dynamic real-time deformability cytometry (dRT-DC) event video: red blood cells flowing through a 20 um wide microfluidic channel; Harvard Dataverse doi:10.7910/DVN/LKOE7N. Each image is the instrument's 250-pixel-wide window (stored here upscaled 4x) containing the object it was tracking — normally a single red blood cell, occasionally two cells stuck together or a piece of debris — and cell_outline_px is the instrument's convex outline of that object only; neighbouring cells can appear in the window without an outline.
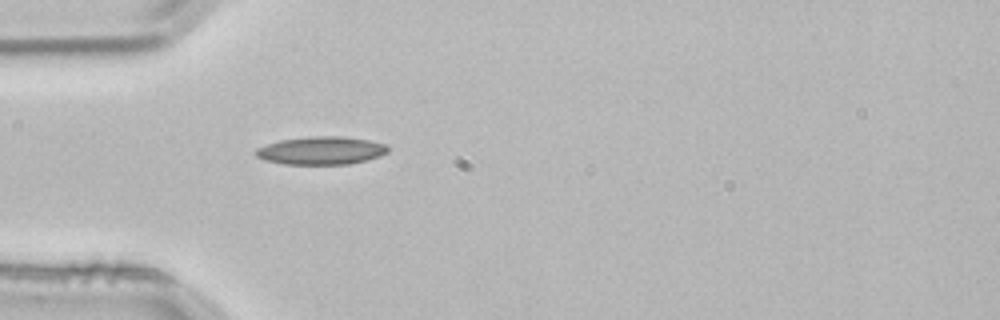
{"species": "common noctule bat (a hibernating species)", "species_latin": "Nyctalus noctula", "temperature_condition": "room temperature", "stored_images_in_passage": 3, "camera_frame_rate_fps": 3000, "um_per_image_px": 0.085, "animal": {"sex": "male", "body_mass_g": 21.5, "forearm_length_mm": 52.0}, "frame": {"image": 1, "passage_image": 3, "time_ms": 0.667, "image_size_px": [1000, 320], "cell_outline_px": [[388, 152], [380, 156], [368, 160], [348, 164], [284, 164], [264, 160], [256, 156], [256, 148], [280, 140], [312, 136], [344, 136], [368, 140], [384, 144], [388, 148]], "centroid_in_image_um": [27.31, 12.8], "position_along_channel_um": 57.7, "area_um2": 21.5}}